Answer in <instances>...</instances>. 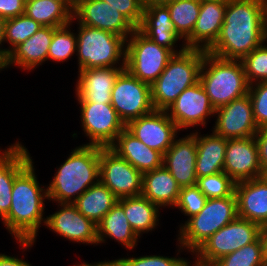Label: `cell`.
Wrapping results in <instances>:
<instances>
[{
	"instance_id": "681fc988",
	"label": "cell",
	"mask_w": 267,
	"mask_h": 266,
	"mask_svg": "<svg viewBox=\"0 0 267 266\" xmlns=\"http://www.w3.org/2000/svg\"><path fill=\"white\" fill-rule=\"evenodd\" d=\"M172 0H143L144 5H161V4H167L171 2Z\"/></svg>"
},
{
	"instance_id": "c3c4849f",
	"label": "cell",
	"mask_w": 267,
	"mask_h": 266,
	"mask_svg": "<svg viewBox=\"0 0 267 266\" xmlns=\"http://www.w3.org/2000/svg\"><path fill=\"white\" fill-rule=\"evenodd\" d=\"M261 238L264 245V253L267 261V225L261 227Z\"/></svg>"
},
{
	"instance_id": "2e32d148",
	"label": "cell",
	"mask_w": 267,
	"mask_h": 266,
	"mask_svg": "<svg viewBox=\"0 0 267 266\" xmlns=\"http://www.w3.org/2000/svg\"><path fill=\"white\" fill-rule=\"evenodd\" d=\"M125 128L147 147L164 154L180 131L164 110H153L131 120Z\"/></svg>"
},
{
	"instance_id": "9c48e42d",
	"label": "cell",
	"mask_w": 267,
	"mask_h": 266,
	"mask_svg": "<svg viewBox=\"0 0 267 266\" xmlns=\"http://www.w3.org/2000/svg\"><path fill=\"white\" fill-rule=\"evenodd\" d=\"M173 55L170 49L156 44L136 29L126 40L125 69L151 85Z\"/></svg>"
},
{
	"instance_id": "836d02e7",
	"label": "cell",
	"mask_w": 267,
	"mask_h": 266,
	"mask_svg": "<svg viewBox=\"0 0 267 266\" xmlns=\"http://www.w3.org/2000/svg\"><path fill=\"white\" fill-rule=\"evenodd\" d=\"M212 266H267L261 236L243 248L221 257Z\"/></svg>"
},
{
	"instance_id": "7dc6e473",
	"label": "cell",
	"mask_w": 267,
	"mask_h": 266,
	"mask_svg": "<svg viewBox=\"0 0 267 266\" xmlns=\"http://www.w3.org/2000/svg\"><path fill=\"white\" fill-rule=\"evenodd\" d=\"M74 266H119L118 264V259L115 260H109V261H99V262H95V263H90L88 264L87 262H83L81 264H76Z\"/></svg>"
},
{
	"instance_id": "8992f818",
	"label": "cell",
	"mask_w": 267,
	"mask_h": 266,
	"mask_svg": "<svg viewBox=\"0 0 267 266\" xmlns=\"http://www.w3.org/2000/svg\"><path fill=\"white\" fill-rule=\"evenodd\" d=\"M237 217L235 192L224 198L207 199L203 209L182 223L179 228L178 253L183 248L193 254L222 227Z\"/></svg>"
},
{
	"instance_id": "f546056e",
	"label": "cell",
	"mask_w": 267,
	"mask_h": 266,
	"mask_svg": "<svg viewBox=\"0 0 267 266\" xmlns=\"http://www.w3.org/2000/svg\"><path fill=\"white\" fill-rule=\"evenodd\" d=\"M133 231L139 236L151 232L159 223V207L146 197L139 195L118 199Z\"/></svg>"
},
{
	"instance_id": "7bdbcfd3",
	"label": "cell",
	"mask_w": 267,
	"mask_h": 266,
	"mask_svg": "<svg viewBox=\"0 0 267 266\" xmlns=\"http://www.w3.org/2000/svg\"><path fill=\"white\" fill-rule=\"evenodd\" d=\"M25 0H0V17L11 19L24 14Z\"/></svg>"
},
{
	"instance_id": "83f0119b",
	"label": "cell",
	"mask_w": 267,
	"mask_h": 266,
	"mask_svg": "<svg viewBox=\"0 0 267 266\" xmlns=\"http://www.w3.org/2000/svg\"><path fill=\"white\" fill-rule=\"evenodd\" d=\"M204 135L202 136L195 132L197 178L222 172L224 168L227 139L214 132L211 135Z\"/></svg>"
},
{
	"instance_id": "4dcf8cb0",
	"label": "cell",
	"mask_w": 267,
	"mask_h": 266,
	"mask_svg": "<svg viewBox=\"0 0 267 266\" xmlns=\"http://www.w3.org/2000/svg\"><path fill=\"white\" fill-rule=\"evenodd\" d=\"M118 202V198L101 181L89 187L74 202L78 211L96 225Z\"/></svg>"
},
{
	"instance_id": "e575fe53",
	"label": "cell",
	"mask_w": 267,
	"mask_h": 266,
	"mask_svg": "<svg viewBox=\"0 0 267 266\" xmlns=\"http://www.w3.org/2000/svg\"><path fill=\"white\" fill-rule=\"evenodd\" d=\"M71 24L58 27L54 30L49 46L47 60L65 62L76 52V33L71 32Z\"/></svg>"
},
{
	"instance_id": "db71d44e",
	"label": "cell",
	"mask_w": 267,
	"mask_h": 266,
	"mask_svg": "<svg viewBox=\"0 0 267 266\" xmlns=\"http://www.w3.org/2000/svg\"><path fill=\"white\" fill-rule=\"evenodd\" d=\"M5 68V64L0 60V70H3Z\"/></svg>"
},
{
	"instance_id": "603a6c76",
	"label": "cell",
	"mask_w": 267,
	"mask_h": 266,
	"mask_svg": "<svg viewBox=\"0 0 267 266\" xmlns=\"http://www.w3.org/2000/svg\"><path fill=\"white\" fill-rule=\"evenodd\" d=\"M235 195L238 217L267 225V182L262 177L237 182Z\"/></svg>"
},
{
	"instance_id": "ab89813d",
	"label": "cell",
	"mask_w": 267,
	"mask_h": 266,
	"mask_svg": "<svg viewBox=\"0 0 267 266\" xmlns=\"http://www.w3.org/2000/svg\"><path fill=\"white\" fill-rule=\"evenodd\" d=\"M248 95L252 102L253 115L258 128L267 127V82L249 85Z\"/></svg>"
},
{
	"instance_id": "8fae6325",
	"label": "cell",
	"mask_w": 267,
	"mask_h": 266,
	"mask_svg": "<svg viewBox=\"0 0 267 266\" xmlns=\"http://www.w3.org/2000/svg\"><path fill=\"white\" fill-rule=\"evenodd\" d=\"M100 181L118 199L142 193V173L110 147L99 146Z\"/></svg>"
},
{
	"instance_id": "b9f144b4",
	"label": "cell",
	"mask_w": 267,
	"mask_h": 266,
	"mask_svg": "<svg viewBox=\"0 0 267 266\" xmlns=\"http://www.w3.org/2000/svg\"><path fill=\"white\" fill-rule=\"evenodd\" d=\"M109 3L110 7L119 10L136 28L139 27L143 17V0H101Z\"/></svg>"
},
{
	"instance_id": "7402d4cb",
	"label": "cell",
	"mask_w": 267,
	"mask_h": 266,
	"mask_svg": "<svg viewBox=\"0 0 267 266\" xmlns=\"http://www.w3.org/2000/svg\"><path fill=\"white\" fill-rule=\"evenodd\" d=\"M141 24L137 28L148 39L156 44L170 49L174 54L183 52L187 47L175 50L176 43L182 38L176 32L166 5H144Z\"/></svg>"
},
{
	"instance_id": "3957f363",
	"label": "cell",
	"mask_w": 267,
	"mask_h": 266,
	"mask_svg": "<svg viewBox=\"0 0 267 266\" xmlns=\"http://www.w3.org/2000/svg\"><path fill=\"white\" fill-rule=\"evenodd\" d=\"M46 187L48 200L74 203L89 187L100 181L99 146L76 147Z\"/></svg>"
},
{
	"instance_id": "bcb514c9",
	"label": "cell",
	"mask_w": 267,
	"mask_h": 266,
	"mask_svg": "<svg viewBox=\"0 0 267 266\" xmlns=\"http://www.w3.org/2000/svg\"><path fill=\"white\" fill-rule=\"evenodd\" d=\"M5 24H6V19L0 17V46L2 43L5 42ZM8 48H1L0 47V60L5 64L7 57H8Z\"/></svg>"
},
{
	"instance_id": "30bf717a",
	"label": "cell",
	"mask_w": 267,
	"mask_h": 266,
	"mask_svg": "<svg viewBox=\"0 0 267 266\" xmlns=\"http://www.w3.org/2000/svg\"><path fill=\"white\" fill-rule=\"evenodd\" d=\"M111 105L126 125L154 110L151 101V85L140 81L124 69L116 78Z\"/></svg>"
},
{
	"instance_id": "f6af8a7d",
	"label": "cell",
	"mask_w": 267,
	"mask_h": 266,
	"mask_svg": "<svg viewBox=\"0 0 267 266\" xmlns=\"http://www.w3.org/2000/svg\"><path fill=\"white\" fill-rule=\"evenodd\" d=\"M0 266H32L18 257L0 254Z\"/></svg>"
},
{
	"instance_id": "f1b7e54d",
	"label": "cell",
	"mask_w": 267,
	"mask_h": 266,
	"mask_svg": "<svg viewBox=\"0 0 267 266\" xmlns=\"http://www.w3.org/2000/svg\"><path fill=\"white\" fill-rule=\"evenodd\" d=\"M106 237L118 241L129 250L137 246L139 236L133 231L123 208L118 203L97 224L98 244L105 243Z\"/></svg>"
},
{
	"instance_id": "f5cc1de1",
	"label": "cell",
	"mask_w": 267,
	"mask_h": 266,
	"mask_svg": "<svg viewBox=\"0 0 267 266\" xmlns=\"http://www.w3.org/2000/svg\"><path fill=\"white\" fill-rule=\"evenodd\" d=\"M261 177L267 182V167L262 171Z\"/></svg>"
},
{
	"instance_id": "d6a6232c",
	"label": "cell",
	"mask_w": 267,
	"mask_h": 266,
	"mask_svg": "<svg viewBox=\"0 0 267 266\" xmlns=\"http://www.w3.org/2000/svg\"><path fill=\"white\" fill-rule=\"evenodd\" d=\"M200 4V0H172L165 4L174 28L182 40H186L192 34L198 19Z\"/></svg>"
},
{
	"instance_id": "4fadbf2b",
	"label": "cell",
	"mask_w": 267,
	"mask_h": 266,
	"mask_svg": "<svg viewBox=\"0 0 267 266\" xmlns=\"http://www.w3.org/2000/svg\"><path fill=\"white\" fill-rule=\"evenodd\" d=\"M165 111L179 130L196 125L206 127L207 118L215 114L200 81L186 88Z\"/></svg>"
},
{
	"instance_id": "8d00e7d4",
	"label": "cell",
	"mask_w": 267,
	"mask_h": 266,
	"mask_svg": "<svg viewBox=\"0 0 267 266\" xmlns=\"http://www.w3.org/2000/svg\"><path fill=\"white\" fill-rule=\"evenodd\" d=\"M235 184L236 183L222 171L197 178L196 186L207 199H210L231 196L235 192Z\"/></svg>"
},
{
	"instance_id": "f907efd6",
	"label": "cell",
	"mask_w": 267,
	"mask_h": 266,
	"mask_svg": "<svg viewBox=\"0 0 267 266\" xmlns=\"http://www.w3.org/2000/svg\"><path fill=\"white\" fill-rule=\"evenodd\" d=\"M56 1L64 3L72 12H74L77 5V0H56Z\"/></svg>"
},
{
	"instance_id": "9a60e30c",
	"label": "cell",
	"mask_w": 267,
	"mask_h": 266,
	"mask_svg": "<svg viewBox=\"0 0 267 266\" xmlns=\"http://www.w3.org/2000/svg\"><path fill=\"white\" fill-rule=\"evenodd\" d=\"M77 24L114 33L127 40L137 29L119 10L101 0H77L73 12Z\"/></svg>"
},
{
	"instance_id": "ac0fdd59",
	"label": "cell",
	"mask_w": 267,
	"mask_h": 266,
	"mask_svg": "<svg viewBox=\"0 0 267 266\" xmlns=\"http://www.w3.org/2000/svg\"><path fill=\"white\" fill-rule=\"evenodd\" d=\"M59 211L46 217L45 226L69 241L97 244V225L84 217L74 203H58Z\"/></svg>"
},
{
	"instance_id": "d6986e66",
	"label": "cell",
	"mask_w": 267,
	"mask_h": 266,
	"mask_svg": "<svg viewBox=\"0 0 267 266\" xmlns=\"http://www.w3.org/2000/svg\"><path fill=\"white\" fill-rule=\"evenodd\" d=\"M120 64L119 67L79 69L75 88L78 102L111 103L116 78L125 69V63Z\"/></svg>"
},
{
	"instance_id": "ba28073f",
	"label": "cell",
	"mask_w": 267,
	"mask_h": 266,
	"mask_svg": "<svg viewBox=\"0 0 267 266\" xmlns=\"http://www.w3.org/2000/svg\"><path fill=\"white\" fill-rule=\"evenodd\" d=\"M261 236V226L247 219L236 217L211 235L194 253L196 266H212L221 257L233 253L256 241Z\"/></svg>"
},
{
	"instance_id": "4316f807",
	"label": "cell",
	"mask_w": 267,
	"mask_h": 266,
	"mask_svg": "<svg viewBox=\"0 0 267 266\" xmlns=\"http://www.w3.org/2000/svg\"><path fill=\"white\" fill-rule=\"evenodd\" d=\"M180 191V185L164 166L142 174L141 195L159 208L175 207Z\"/></svg>"
},
{
	"instance_id": "d590c367",
	"label": "cell",
	"mask_w": 267,
	"mask_h": 266,
	"mask_svg": "<svg viewBox=\"0 0 267 266\" xmlns=\"http://www.w3.org/2000/svg\"><path fill=\"white\" fill-rule=\"evenodd\" d=\"M41 26V24L25 14L7 19L5 24V43L7 42L10 45L9 49H7L8 53L36 33Z\"/></svg>"
},
{
	"instance_id": "ee69618b",
	"label": "cell",
	"mask_w": 267,
	"mask_h": 266,
	"mask_svg": "<svg viewBox=\"0 0 267 266\" xmlns=\"http://www.w3.org/2000/svg\"><path fill=\"white\" fill-rule=\"evenodd\" d=\"M259 153V162L262 171L267 167V127L260 128L254 136Z\"/></svg>"
},
{
	"instance_id": "74e56055",
	"label": "cell",
	"mask_w": 267,
	"mask_h": 266,
	"mask_svg": "<svg viewBox=\"0 0 267 266\" xmlns=\"http://www.w3.org/2000/svg\"><path fill=\"white\" fill-rule=\"evenodd\" d=\"M249 85L267 82V45H260L241 60Z\"/></svg>"
},
{
	"instance_id": "277c9868",
	"label": "cell",
	"mask_w": 267,
	"mask_h": 266,
	"mask_svg": "<svg viewBox=\"0 0 267 266\" xmlns=\"http://www.w3.org/2000/svg\"><path fill=\"white\" fill-rule=\"evenodd\" d=\"M199 81L215 109L248 94L249 90L241 60L224 59L207 51L201 65Z\"/></svg>"
},
{
	"instance_id": "f35d334b",
	"label": "cell",
	"mask_w": 267,
	"mask_h": 266,
	"mask_svg": "<svg viewBox=\"0 0 267 266\" xmlns=\"http://www.w3.org/2000/svg\"><path fill=\"white\" fill-rule=\"evenodd\" d=\"M207 198L195 186L181 187L179 198L175 207L179 208L188 219L198 214L205 206Z\"/></svg>"
},
{
	"instance_id": "1f68e13d",
	"label": "cell",
	"mask_w": 267,
	"mask_h": 266,
	"mask_svg": "<svg viewBox=\"0 0 267 266\" xmlns=\"http://www.w3.org/2000/svg\"><path fill=\"white\" fill-rule=\"evenodd\" d=\"M24 14L42 26L56 28L74 21L73 12L56 0H25Z\"/></svg>"
},
{
	"instance_id": "5bb4252c",
	"label": "cell",
	"mask_w": 267,
	"mask_h": 266,
	"mask_svg": "<svg viewBox=\"0 0 267 266\" xmlns=\"http://www.w3.org/2000/svg\"><path fill=\"white\" fill-rule=\"evenodd\" d=\"M216 115L217 120L212 131L223 138L253 137L259 130L248 94L215 109L214 116Z\"/></svg>"
},
{
	"instance_id": "484cf974",
	"label": "cell",
	"mask_w": 267,
	"mask_h": 266,
	"mask_svg": "<svg viewBox=\"0 0 267 266\" xmlns=\"http://www.w3.org/2000/svg\"><path fill=\"white\" fill-rule=\"evenodd\" d=\"M110 148L142 174L163 166V154L147 147L126 128Z\"/></svg>"
},
{
	"instance_id": "7c38bea8",
	"label": "cell",
	"mask_w": 267,
	"mask_h": 266,
	"mask_svg": "<svg viewBox=\"0 0 267 266\" xmlns=\"http://www.w3.org/2000/svg\"><path fill=\"white\" fill-rule=\"evenodd\" d=\"M78 103L81 108V127L90 139L87 145L110 147L126 126L111 103Z\"/></svg>"
},
{
	"instance_id": "816d5d0a",
	"label": "cell",
	"mask_w": 267,
	"mask_h": 266,
	"mask_svg": "<svg viewBox=\"0 0 267 266\" xmlns=\"http://www.w3.org/2000/svg\"><path fill=\"white\" fill-rule=\"evenodd\" d=\"M265 35L267 38V0H264Z\"/></svg>"
},
{
	"instance_id": "5b68a950",
	"label": "cell",
	"mask_w": 267,
	"mask_h": 266,
	"mask_svg": "<svg viewBox=\"0 0 267 266\" xmlns=\"http://www.w3.org/2000/svg\"><path fill=\"white\" fill-rule=\"evenodd\" d=\"M204 50L186 48L174 54L159 77L151 84L155 110H166L188 87L199 81Z\"/></svg>"
},
{
	"instance_id": "ffe728a7",
	"label": "cell",
	"mask_w": 267,
	"mask_h": 266,
	"mask_svg": "<svg viewBox=\"0 0 267 266\" xmlns=\"http://www.w3.org/2000/svg\"><path fill=\"white\" fill-rule=\"evenodd\" d=\"M197 145L195 132L183 138L174 139L163 154V166L171 173L180 187L195 186Z\"/></svg>"
},
{
	"instance_id": "7a4b0ae2",
	"label": "cell",
	"mask_w": 267,
	"mask_h": 266,
	"mask_svg": "<svg viewBox=\"0 0 267 266\" xmlns=\"http://www.w3.org/2000/svg\"><path fill=\"white\" fill-rule=\"evenodd\" d=\"M33 164L31 161L15 177L9 213L2 219L6 229L25 250L34 245L41 223L45 225L46 222L43 212L47 189L37 181Z\"/></svg>"
},
{
	"instance_id": "6da1fadb",
	"label": "cell",
	"mask_w": 267,
	"mask_h": 266,
	"mask_svg": "<svg viewBox=\"0 0 267 266\" xmlns=\"http://www.w3.org/2000/svg\"><path fill=\"white\" fill-rule=\"evenodd\" d=\"M265 41L264 0H227L219 36L207 52L242 60Z\"/></svg>"
},
{
	"instance_id": "e0dca14e",
	"label": "cell",
	"mask_w": 267,
	"mask_h": 266,
	"mask_svg": "<svg viewBox=\"0 0 267 266\" xmlns=\"http://www.w3.org/2000/svg\"><path fill=\"white\" fill-rule=\"evenodd\" d=\"M223 172L235 183L261 177L262 169L254 136L227 139Z\"/></svg>"
},
{
	"instance_id": "d4e9b609",
	"label": "cell",
	"mask_w": 267,
	"mask_h": 266,
	"mask_svg": "<svg viewBox=\"0 0 267 266\" xmlns=\"http://www.w3.org/2000/svg\"><path fill=\"white\" fill-rule=\"evenodd\" d=\"M55 29L56 27L41 26L31 37L14 47L8 54L5 68L14 64L23 70L32 71L47 61Z\"/></svg>"
},
{
	"instance_id": "52a82bcc",
	"label": "cell",
	"mask_w": 267,
	"mask_h": 266,
	"mask_svg": "<svg viewBox=\"0 0 267 266\" xmlns=\"http://www.w3.org/2000/svg\"><path fill=\"white\" fill-rule=\"evenodd\" d=\"M76 37L78 70L116 67L120 60L125 63L126 40L123 37L81 24Z\"/></svg>"
},
{
	"instance_id": "cb8c5ba5",
	"label": "cell",
	"mask_w": 267,
	"mask_h": 266,
	"mask_svg": "<svg viewBox=\"0 0 267 266\" xmlns=\"http://www.w3.org/2000/svg\"><path fill=\"white\" fill-rule=\"evenodd\" d=\"M0 150V218L8 213L12 203V189L15 177L33 160L27 148L16 142Z\"/></svg>"
},
{
	"instance_id": "44dd1931",
	"label": "cell",
	"mask_w": 267,
	"mask_h": 266,
	"mask_svg": "<svg viewBox=\"0 0 267 266\" xmlns=\"http://www.w3.org/2000/svg\"><path fill=\"white\" fill-rule=\"evenodd\" d=\"M227 0H203L192 34L183 43L187 48L207 51L217 40L224 22Z\"/></svg>"
},
{
	"instance_id": "60d3db41",
	"label": "cell",
	"mask_w": 267,
	"mask_h": 266,
	"mask_svg": "<svg viewBox=\"0 0 267 266\" xmlns=\"http://www.w3.org/2000/svg\"><path fill=\"white\" fill-rule=\"evenodd\" d=\"M188 260L181 257L146 255L140 257L119 258V266H189Z\"/></svg>"
}]
</instances>
